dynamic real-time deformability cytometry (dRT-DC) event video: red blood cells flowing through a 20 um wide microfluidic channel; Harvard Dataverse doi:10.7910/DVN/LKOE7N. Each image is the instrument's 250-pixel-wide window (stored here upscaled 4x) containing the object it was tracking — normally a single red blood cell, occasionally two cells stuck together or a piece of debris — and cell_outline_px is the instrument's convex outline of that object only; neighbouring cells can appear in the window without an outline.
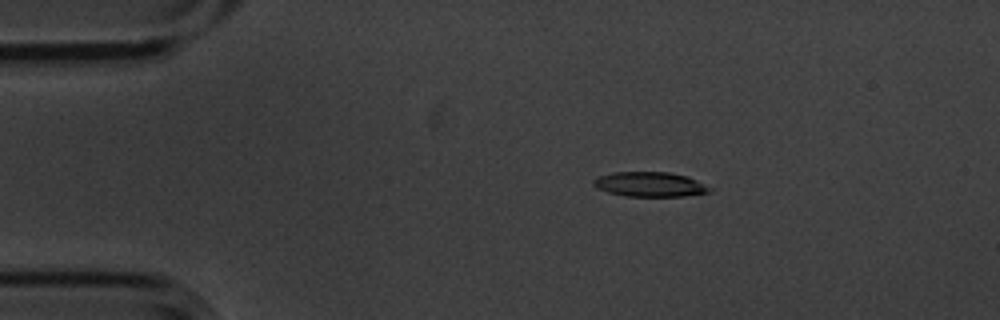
{"species": "common noctule bat (a hibernating species)", "species_latin": "Nyctalus noctula", "temperature_condition": "cold", "stored_images_in_passage": 7, "camera_frame_rate_fps": 3000, "um_per_image_px": 0.085, "animal": {"sex": "male", "body_mass_g": 20.1, "forearm_length_mm": 53.5}, "frame": {"image": 1, "passage_image": 4, "time_ms": 1.0, "image_size_px": [1000, 320], "cell_outline_px": [[712, 188], [708, 192], [684, 196], [624, 196], [608, 192], [596, 188], [592, 184], [592, 180], [600, 176], [616, 172], [668, 172], [688, 176]], "centroid_in_image_um": [55.21, 15.67], "position_along_channel_um": 29.8, "area_um2": 16.65}}
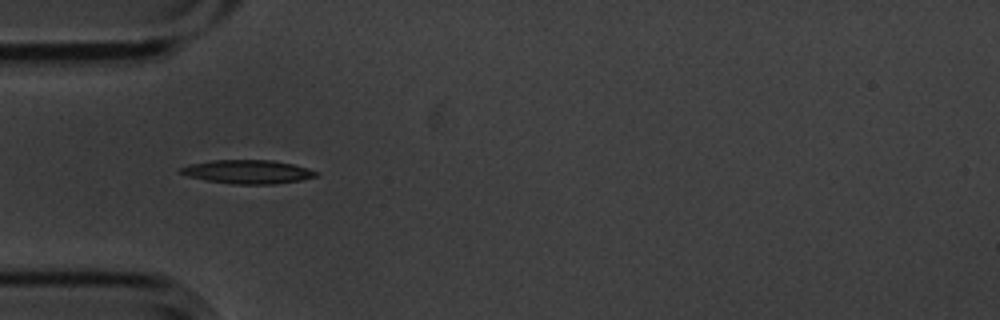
{"frame": {"image": 2, "passage_image": 6, "time_ms": 1.667, "image_size_px": [1000, 320], "cell_outline_px": [[316, 176], [300, 180], [276, 184], [232, 184], [204, 180], [188, 176], [176, 172], [180, 168], [192, 164], [212, 160], [272, 160], [292, 164], [308, 168], [316, 172]], "centroid_in_image_um": [21.01, 14.6], "position_along_channel_um": 64.0, "area_um2": 18.61}}
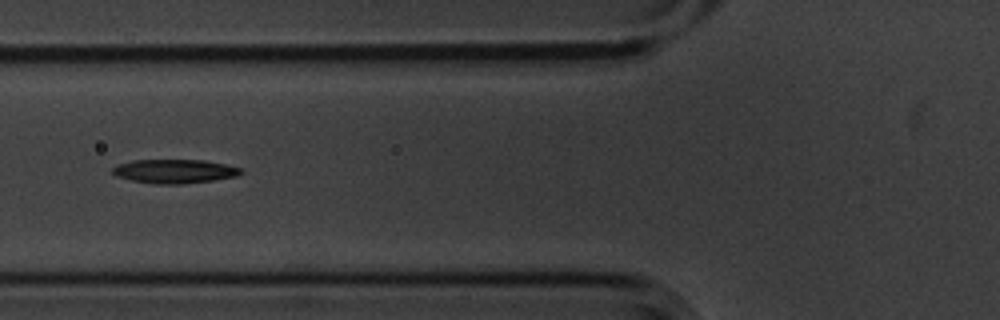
{"frame": {"image": 3, "passage_image": 7, "time_ms": 2.0, "image_size_px": [1000, 320], "cell_outline_px": [[244, 172], [236, 176], [212, 180], [184, 184], [156, 184], [132, 180], [116, 176], [112, 172], [112, 168], [120, 164], [136, 160], [204, 160], [228, 164], [244, 168]], "centroid_in_image_um": [14.91, 14.55], "position_along_channel_um": 110.9, "area_um2": 17.92}}